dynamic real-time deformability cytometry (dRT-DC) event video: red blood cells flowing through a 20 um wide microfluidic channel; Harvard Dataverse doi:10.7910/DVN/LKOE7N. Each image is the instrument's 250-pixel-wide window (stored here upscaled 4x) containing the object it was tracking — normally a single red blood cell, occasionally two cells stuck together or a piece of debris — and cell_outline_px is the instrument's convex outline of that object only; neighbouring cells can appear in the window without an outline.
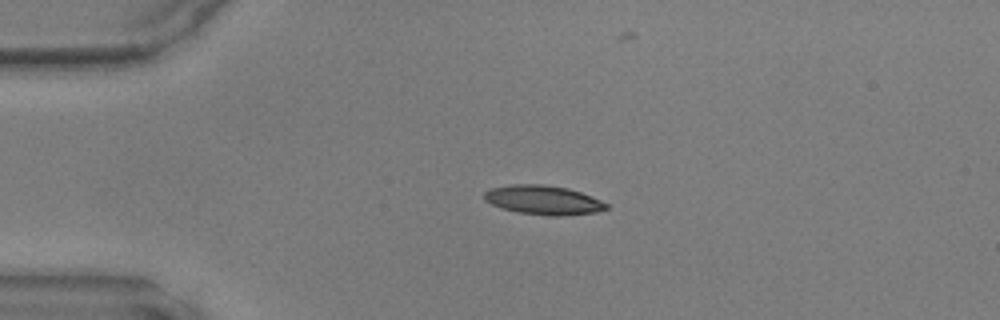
{"species": "common noctule bat (a hibernating species)", "species_latin": "Nyctalus noctula", "temperature_condition": "warm", "stored_images_in_passage": 38, "camera_frame_rate_fps": 3000, "um_per_image_px": 0.085, "animal": {"sex": "male", "body_mass_g": 17.9, "forearm_length_mm": 54.2}, "frame": {"image": 1, "passage_image": 1, "time_ms": 0.0, "image_size_px": [1000, 320], "cell_outline_px": [[608, 208], [596, 212], [560, 216], [548, 216], [520, 212], [504, 208], [492, 204], [484, 200], [484, 192], [492, 188], [512, 184], [540, 184], [568, 188], [592, 196], [608, 204]], "centroid_in_image_um": [46.2, 17.0], "position_along_channel_um": 38.8, "area_um2": 20.58}}
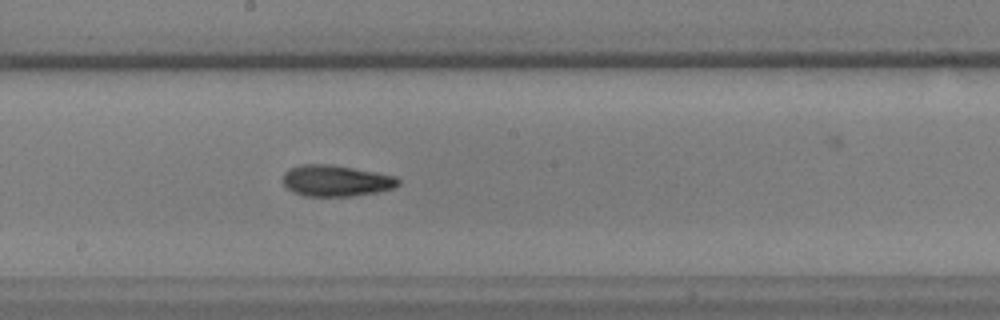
{"frame": {"image": 2, "passage_image": 16, "time_ms": 5.0, "image_size_px": [1000, 320], "cell_outline_px": [[400, 184], [396, 188], [380, 192], [352, 196], [304, 196], [292, 192], [284, 184], [284, 172], [288, 168], [304, 164], [332, 164], [376, 172], [396, 176], [400, 180]], "centroid_in_image_um": [28.6, 15.36], "position_along_channel_um": 219.6, "area_um2": 21.27}}
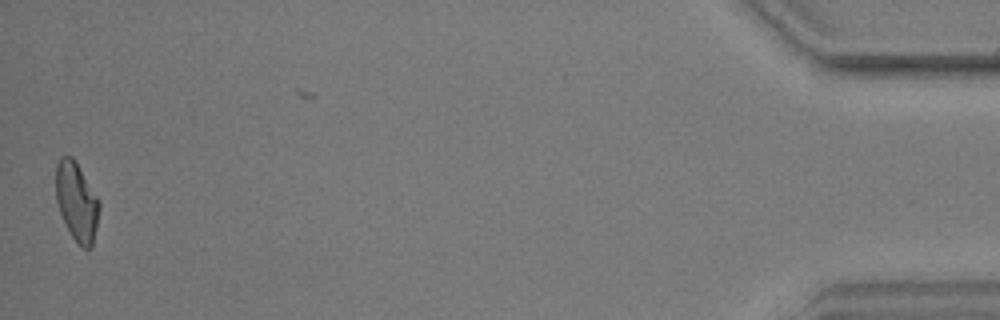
{"frame": {"image": 3, "passage_image": 37, "time_ms": 12.0, "image_size_px": [1000, 320], "cell_outline_px": [[100, 208], [92, 248], [84, 248], [72, 236], [60, 212], [56, 200], [56, 164], [60, 156], [72, 156], [100, 200]], "centroid_in_image_um": [6.53, 17.11], "position_along_channel_um": 428.7, "area_um2": 19.71}}